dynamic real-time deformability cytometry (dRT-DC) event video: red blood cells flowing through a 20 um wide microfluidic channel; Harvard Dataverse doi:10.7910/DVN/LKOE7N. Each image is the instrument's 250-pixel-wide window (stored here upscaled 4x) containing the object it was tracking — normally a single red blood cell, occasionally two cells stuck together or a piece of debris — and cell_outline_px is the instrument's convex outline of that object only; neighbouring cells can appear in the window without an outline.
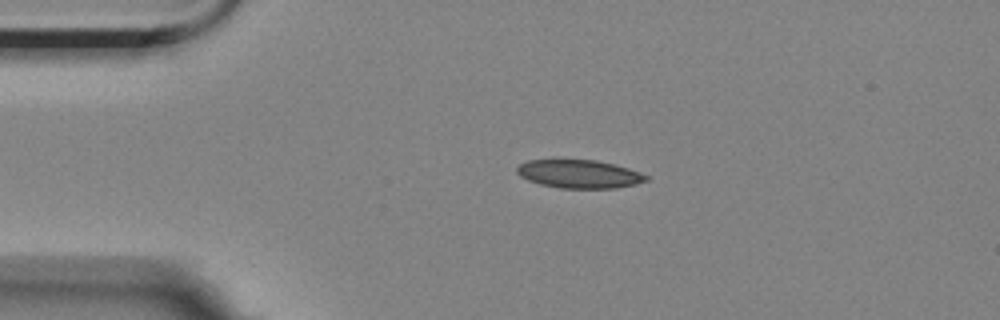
{"species": "Egyptian fruit bat (a non-hibernating species)", "species_latin": "Rousettus aegyptiacus", "temperature_condition": "room temperature", "stored_images_in_passage": 5, "camera_frame_rate_fps": 3000, "um_per_image_px": 0.085, "animal": {"sex": "female"}, "frame": {"image": 1, "passage_image": 3, "time_ms": 2.333, "image_size_px": [1000, 320], "cell_outline_px": [[648, 180], [636, 184], [616, 188], [560, 188], [540, 184], [528, 180], [520, 176], [516, 172], [516, 168], [520, 164], [528, 160], [552, 156], [596, 160], [616, 164], [640, 172], [648, 176]], "centroid_in_image_um": [49.17, 14.73], "position_along_channel_um": 35.8, "area_um2": 22.31}}